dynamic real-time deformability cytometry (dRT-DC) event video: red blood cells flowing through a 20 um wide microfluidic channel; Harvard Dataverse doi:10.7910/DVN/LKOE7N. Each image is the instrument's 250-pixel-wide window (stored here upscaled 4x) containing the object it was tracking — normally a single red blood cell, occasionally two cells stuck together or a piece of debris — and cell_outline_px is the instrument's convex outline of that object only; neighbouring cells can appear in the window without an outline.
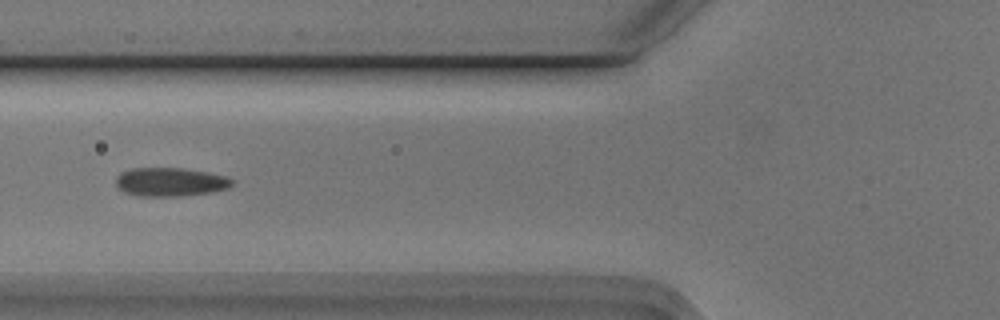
{"species": "Egyptian fruit bat (a non-hibernating species)", "species_latin": "Rousettus aegyptiacus", "temperature_condition": "cold", "stored_images_in_passage": 40, "camera_frame_rate_fps": 3000, "um_per_image_px": 0.085, "animal": {"sex": "male"}, "frame": {"image": 1, "passage_image": 8, "time_ms": 2.333, "image_size_px": [1000, 320], "cell_outline_px": [[232, 184], [228, 188], [212, 192], [184, 196], [140, 196], [124, 192], [116, 188], [116, 176], [120, 172], [132, 168], [180, 168], [208, 172], [224, 176], [232, 180]], "centroid_in_image_um": [14.42, 15.47], "position_along_channel_um": 111.4, "area_um2": 19.48}}
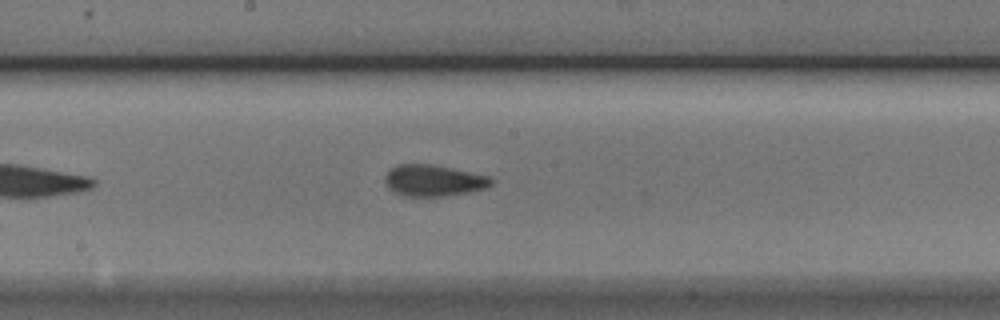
{"frame": {"image": 2, "passage_image": 16, "time_ms": 5.0, "image_size_px": [1000, 320], "cell_outline_px": [[496, 180], [488, 188], [468, 192], [444, 196], [404, 196], [388, 188], [384, 180], [384, 176], [396, 164], [432, 164], [488, 176]], "centroid_in_image_um": [36.86, 15.34], "position_along_channel_um": 211.3, "area_um2": 19.42}}
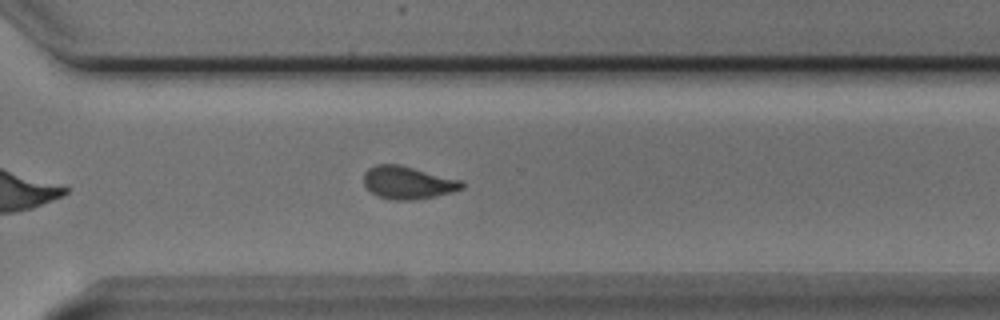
{"frame": {"image": 3, "passage_image": 26, "time_ms": 8.333, "image_size_px": [1000, 320], "cell_outline_px": [[464, 188], [452, 192], [436, 196], [412, 200], [396, 200], [380, 196], [372, 192], [364, 184], [364, 172], [368, 168], [376, 164], [400, 164], [460, 180], [464, 184]], "centroid_in_image_um": [34.67, 15.51], "position_along_channel_um": 335.9, "area_um2": 18.55}, "authors_computed_cell_mechanics": {"area_um2": 19.0162, "velocity_mm_per_s": 3.746, "shape_relaxation_time_tau1_ms": 6.7014, "shape_relaxation_time_tau2_ms": 1.5544, "deformation_change_tau1": 0.1382, "deformation_change_tau2": 0.0856}}